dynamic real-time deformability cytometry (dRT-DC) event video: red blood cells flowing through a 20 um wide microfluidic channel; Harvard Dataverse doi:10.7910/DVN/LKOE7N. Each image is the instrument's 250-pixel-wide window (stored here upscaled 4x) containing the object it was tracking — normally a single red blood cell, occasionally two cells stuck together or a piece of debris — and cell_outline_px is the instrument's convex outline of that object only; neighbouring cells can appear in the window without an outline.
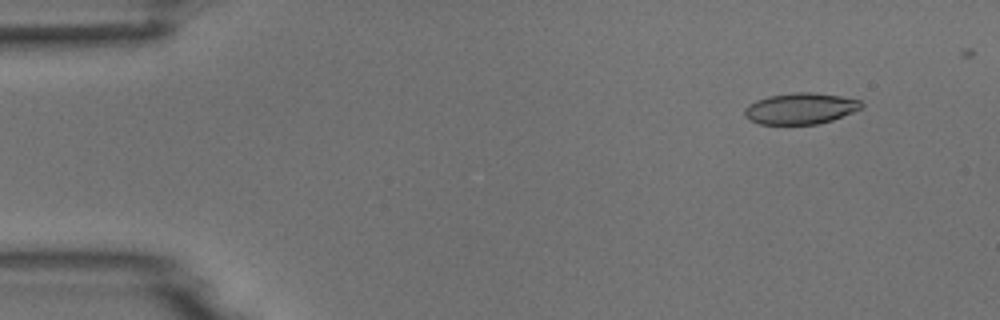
{"species": "common noctule bat (a hibernating species)", "species_latin": "Nyctalus noctula", "temperature_condition": "room temperature", "stored_images_in_passage": 51, "camera_frame_rate_fps": 3000, "um_per_image_px": 0.085, "animal": {"sex": "male", "body_mass_g": 18.8}, "frame": {"image": 1, "passage_image": 5, "time_ms": 1.333, "image_size_px": [1000, 320], "cell_outline_px": [[864, 104], [860, 108], [852, 112], [832, 120], [816, 124], [760, 124], [748, 120], [744, 116], [744, 108], [748, 104], [756, 100], [768, 96], [792, 92], [812, 92], [840, 96], [860, 100]], "centroid_in_image_um": [67.99, 9.22], "position_along_channel_um": 17.0, "area_um2": 21.27}}
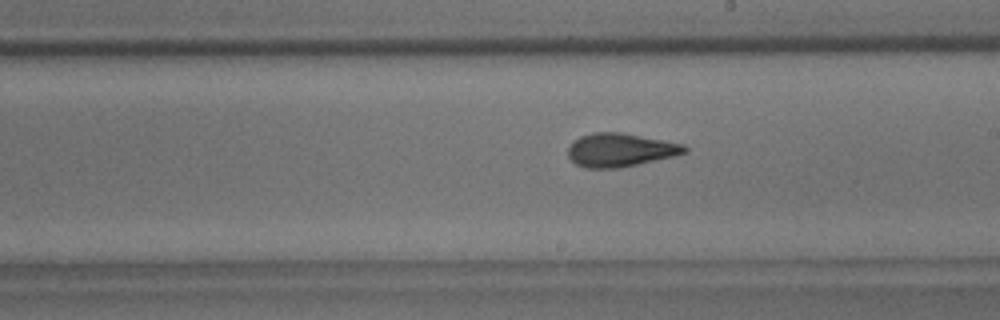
{"frame": {"image": 2, "passage_image": 30, "time_ms": 9.667, "image_size_px": [1000, 320], "cell_outline_px": [[688, 152], [676, 156], [620, 168], [584, 168], [576, 164], [568, 156], [568, 148], [580, 136], [592, 132], [620, 132], [664, 140], [684, 144], [688, 148]], "centroid_in_image_um": [52.76, 12.75], "position_along_channel_um": 236.2, "area_um2": 22.83}}
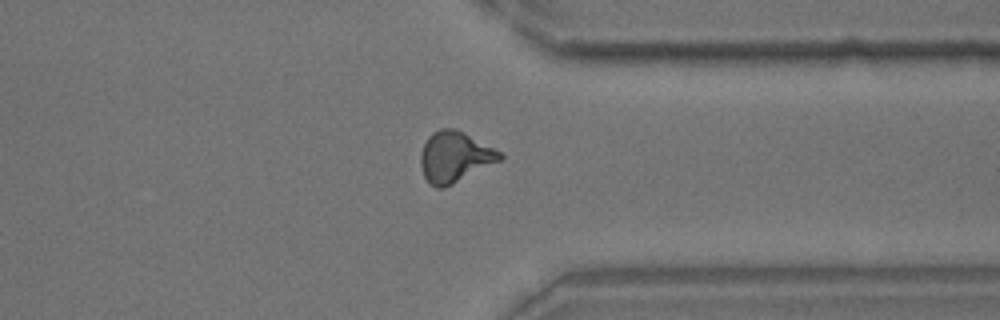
{"frame": {"image": 3, "passage_image": 41, "time_ms": 13.333, "image_size_px": [1000, 320], "cell_outline_px": [[504, 156], [500, 160], [444, 188], [436, 188], [424, 176], [420, 164], [420, 156], [424, 144], [428, 136], [432, 132], [440, 128], [456, 128], [464, 132], [500, 152]], "centroid_in_image_um": [38.62, 13.32], "position_along_channel_um": 372.8, "area_um2": 23.06}}